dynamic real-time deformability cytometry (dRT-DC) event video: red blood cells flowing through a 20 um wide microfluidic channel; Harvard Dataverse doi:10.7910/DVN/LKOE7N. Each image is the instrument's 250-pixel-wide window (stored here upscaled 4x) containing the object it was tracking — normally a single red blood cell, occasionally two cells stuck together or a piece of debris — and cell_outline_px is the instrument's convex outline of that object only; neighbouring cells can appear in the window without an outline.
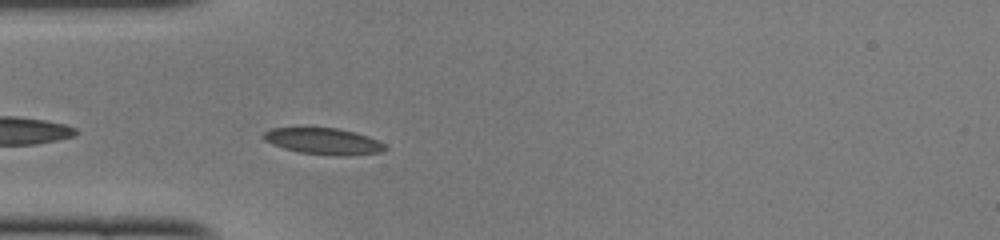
{"species": "common noctule bat (a hibernating species)", "species_latin": "Nyctalus noctula", "temperature_condition": "cold", "stored_images_in_passage": 38, "camera_frame_rate_fps": 3000, "um_per_image_px": 0.085, "animal": {"sex": "female", "body_mass_g": 22.0, "forearm_length_mm": 56.7}, "frame": {"image": 1, "passage_image": 3, "time_ms": 0.667, "image_size_px": [1000, 240], "cell_outline_px": [[388, 148], [380, 152], [348, 156], [336, 156], [300, 152], [284, 148], [272, 144], [264, 140], [260, 136], [264, 132], [272, 128], [336, 128], [368, 136], [384, 144]], "centroid_in_image_um": [27.48, 12.01], "position_along_channel_um": 57.5, "area_um2": 18.55}}
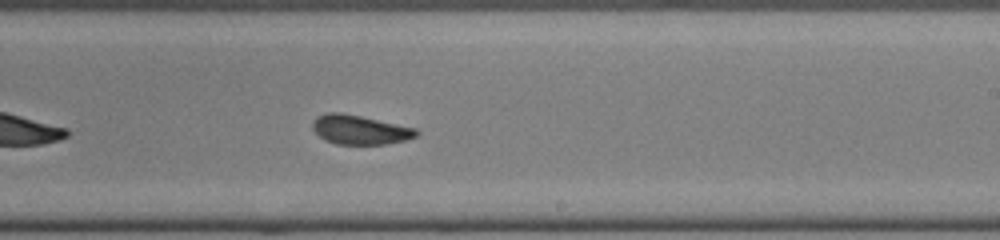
{"frame": {"image": 2, "passage_image": 18, "time_ms": 5.667, "image_size_px": [1000, 240], "cell_outline_px": [[420, 132], [416, 136], [404, 140], [384, 144], [336, 144], [324, 140], [312, 128], [312, 120], [316, 116], [328, 112], [340, 112], [360, 116], [416, 128]], "centroid_in_image_um": [30.55, 11.02], "position_along_channel_um": 258.5, "area_um2": 17.63}}
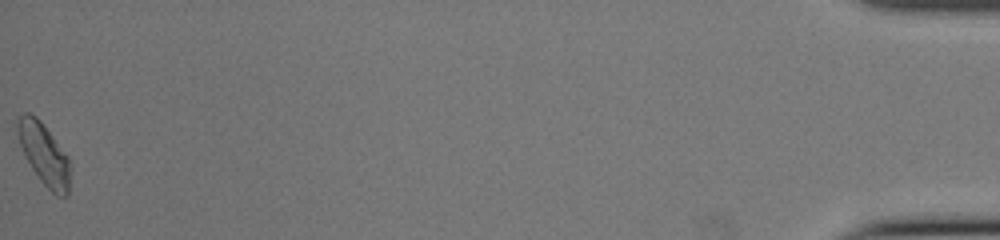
{"frame": {"image": 3, "passage_image": 38, "time_ms": 12.333, "image_size_px": [1000, 240], "cell_outline_px": [[68, 196], [56, 196], [40, 180], [32, 168], [20, 144], [16, 132], [16, 124], [20, 116], [24, 112], [28, 112], [36, 116], [40, 120], [68, 156]], "centroid_in_image_um": [3.71, 13.07], "position_along_channel_um": 431.5, "area_um2": 18.38}, "authors_computed_cell_mechanics": {"area_um2": 17.9758, "velocity_mm_per_s": 4.0819, "shape_relaxation_time_tau1_ms": 4.7397, "shape_relaxation_time_tau2_ms": 1.0741, "deformation_change_tau1": 0.0919, "deformation_change_tau2": 0.0484}}